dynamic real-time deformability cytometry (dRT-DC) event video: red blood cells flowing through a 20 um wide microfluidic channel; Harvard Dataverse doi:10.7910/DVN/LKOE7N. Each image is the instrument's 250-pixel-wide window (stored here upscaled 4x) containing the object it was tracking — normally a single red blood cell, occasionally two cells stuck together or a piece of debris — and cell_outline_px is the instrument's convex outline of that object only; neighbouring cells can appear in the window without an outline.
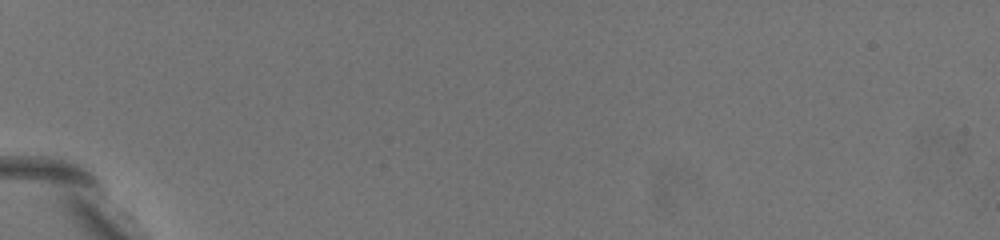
{"species": "common noctule bat (a hibernating species)", "species_latin": "Nyctalus noctula", "temperature_condition": "warm", "stored_images_in_passage": 3, "camera_frame_rate_fps": 3000, "um_per_image_px": 0.085, "animal": {"sex": "female", "body_mass_g": 19.5, "forearm_length_mm": 54.1}, "frame": {"image": 1, "passage_image": 3, "time_ms": 0.667, "image_size_px": [1000, 240], "cell_outline_px": [[188, 212], [172, 212], [120, 164], [116, 160], [108, 148], [104, 136], [112, 136], [128, 140], [164, 176], [184, 204]], "centroid_in_image_um": [12.31, 14.68], "position_along_channel_um": 72.7, "area_um2": 14.45}}